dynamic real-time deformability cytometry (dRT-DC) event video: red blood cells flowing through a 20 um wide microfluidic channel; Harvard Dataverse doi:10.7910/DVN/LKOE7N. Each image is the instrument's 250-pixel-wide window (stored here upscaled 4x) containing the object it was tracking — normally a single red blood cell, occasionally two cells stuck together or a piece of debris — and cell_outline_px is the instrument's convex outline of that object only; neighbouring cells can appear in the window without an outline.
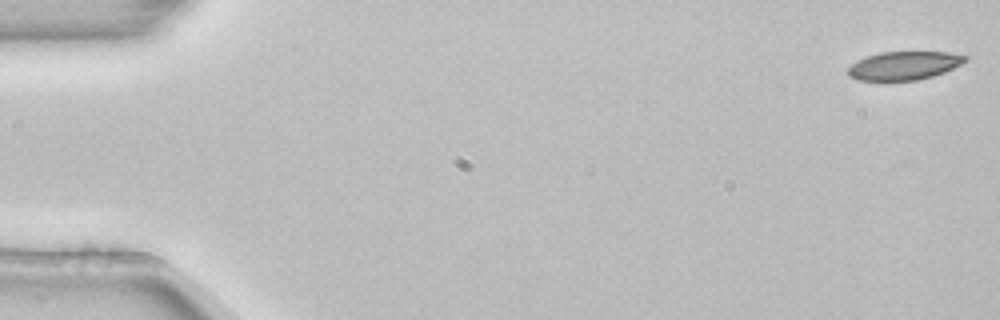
{"species": "common noctule bat (a hibernating species)", "species_latin": "Nyctalus noctula", "temperature_condition": "room temperature", "stored_images_in_passage": 5, "camera_frame_rate_fps": 3000, "um_per_image_px": 0.085, "animal": {"sex": "female", "body_mass_g": 22.7, "forearm_length_mm": 54.2}, "frame": {"image": 1, "passage_image": 1, "time_ms": 0.0, "image_size_px": [1000, 320], "cell_outline_px": [[968, 60], [944, 72], [932, 76], [916, 80], [856, 80], [848, 76], [848, 68], [856, 60], [880, 52], [948, 52], [968, 56]], "centroid_in_image_um": [76.83, 5.57], "position_along_channel_um": 8.2, "area_um2": 19.31}}
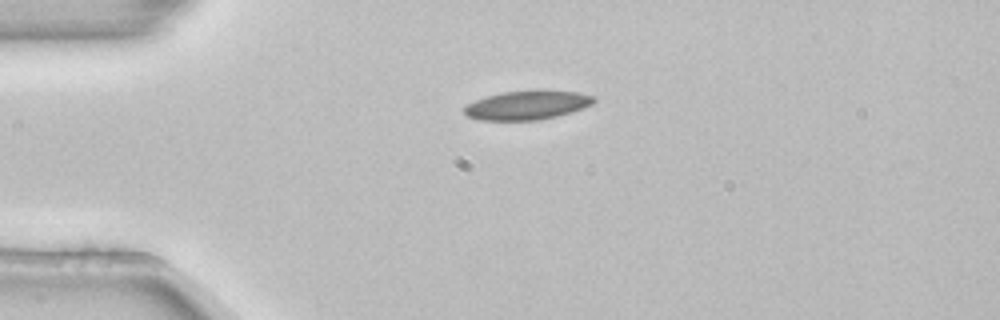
{"frame": {"image": 2, "passage_image": 4, "time_ms": 1.0, "image_size_px": [1000, 320], "cell_outline_px": [[596, 100], [592, 104], [584, 108], [572, 112], [540, 120], [480, 120], [468, 116], [464, 112], [464, 108], [468, 104], [476, 100], [488, 96], [504, 92], [540, 88], [580, 92], [596, 96]], "centroid_in_image_um": [44.9, 8.9], "position_along_channel_um": 40.1, "area_um2": 22.37}}
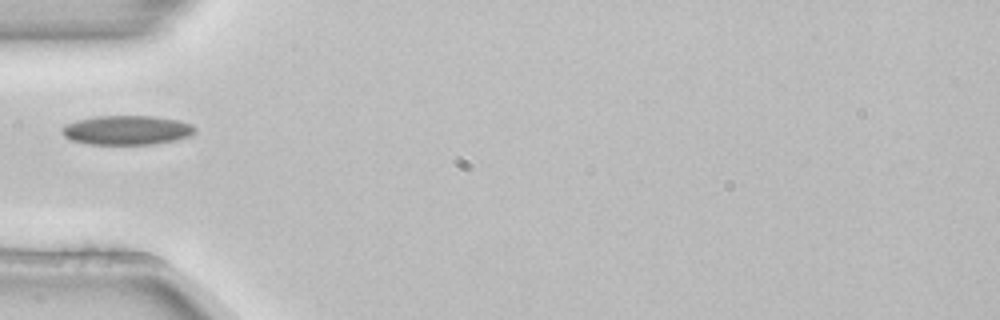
{"frame": {"image": 3, "passage_image": 5, "time_ms": 1.333, "image_size_px": [1000, 320], "cell_outline_px": [[196, 132], [192, 136], [176, 140], [152, 144], [88, 144], [72, 140], [64, 136], [60, 132], [60, 128], [64, 124], [76, 120], [96, 116], [156, 116], [180, 120], [192, 124], [196, 128]], "centroid_in_image_um": [10.8, 11.05], "position_along_channel_um": 74.2, "area_um2": 23.06}}